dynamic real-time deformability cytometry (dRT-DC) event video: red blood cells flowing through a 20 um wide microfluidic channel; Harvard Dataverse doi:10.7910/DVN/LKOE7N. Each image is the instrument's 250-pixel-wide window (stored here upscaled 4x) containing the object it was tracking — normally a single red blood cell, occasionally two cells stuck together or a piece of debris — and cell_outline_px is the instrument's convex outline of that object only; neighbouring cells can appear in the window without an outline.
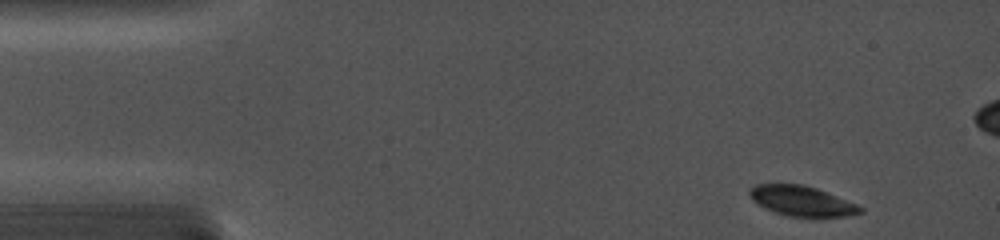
{"species": "common noctule bat (a hibernating species)", "species_latin": "Nyctalus noctula", "temperature_condition": "cold", "stored_images_in_passage": 22, "camera_frame_rate_fps": 5000, "um_per_image_px": 0.085, "animal": {"sex": "female", "body_mass_g": 19.0, "forearm_length_mm": 56.7}, "frame": {"image": 1, "passage_image": 1, "time_ms": 0.0, "image_size_px": [1000, 240], "cell_outline_px": [[864, 212], [844, 216], [820, 220], [788, 216], [764, 208], [756, 204], [752, 200], [748, 192], [756, 184], [804, 184], [816, 188], [856, 204], [864, 208]], "centroid_in_image_um": [68.18, 17.13], "position_along_channel_um": 16.8, "area_um2": 19.94}}
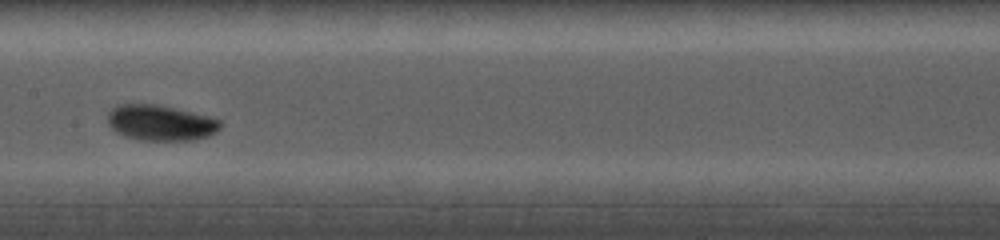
{"frame": {"image": 2, "passage_image": 10, "time_ms": 7.0, "image_size_px": [1000, 240], "cell_outline_px": [[220, 128], [216, 132], [208, 136], [192, 140], [140, 140], [124, 136], [116, 132], [108, 124], [108, 112], [116, 104], [156, 104], [192, 112], [208, 116], [220, 120]], "centroid_in_image_um": [13.62, 10.43], "position_along_channel_um": 193.8, "area_um2": 23.35}}
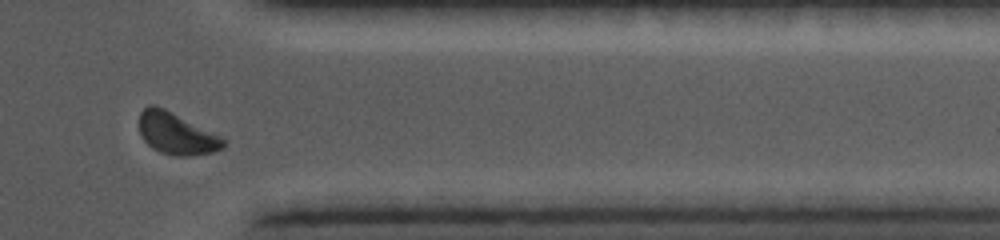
{"frame": {"image": 3, "passage_image": 18, "time_ms": 12.2, "image_size_px": [1000, 240], "cell_outline_px": [[228, 140], [224, 148], [212, 152], [188, 156], [176, 156], [160, 152], [152, 148], [144, 140], [140, 132], [140, 112], [148, 104], [152, 104], [164, 108], [224, 136]], "centroid_in_image_um": [15.06, 11.35], "position_along_channel_um": 396.3, "area_um2": 20.81}}